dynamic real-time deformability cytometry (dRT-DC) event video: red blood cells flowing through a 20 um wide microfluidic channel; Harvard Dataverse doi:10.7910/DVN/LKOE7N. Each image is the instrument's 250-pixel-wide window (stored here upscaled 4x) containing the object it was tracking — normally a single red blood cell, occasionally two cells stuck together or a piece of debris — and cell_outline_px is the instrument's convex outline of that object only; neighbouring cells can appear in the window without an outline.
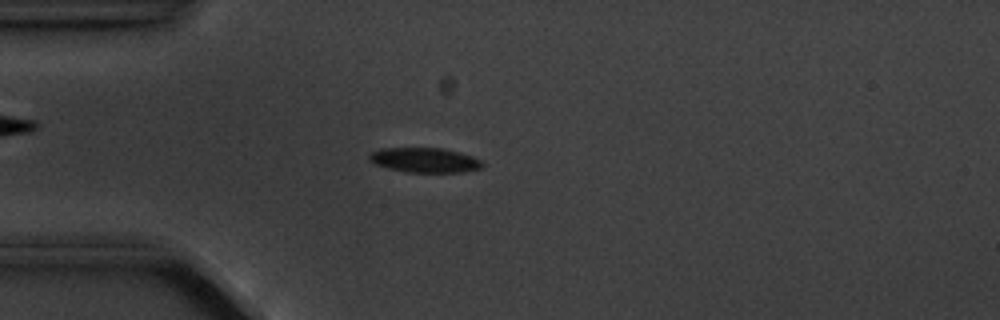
{"species": "common noctule bat (a hibernating species)", "species_latin": "Nyctalus noctula", "temperature_condition": "cold", "stored_images_in_passage": 4, "camera_frame_rate_fps": 3000, "um_per_image_px": 0.085, "animal": {"sex": "male", "body_mass_g": 20.1, "forearm_length_mm": 53.5}, "frame": {"image": 1, "passage_image": 4, "time_ms": 3.333, "image_size_px": [1000, 320], "cell_outline_px": [[484, 164], [480, 168], [460, 172], [408, 172], [388, 168], [376, 164], [368, 160], [368, 156], [372, 152], [380, 148], [440, 148], [460, 152], [472, 156], [480, 160]], "centroid_in_image_um": [36.08, 13.6], "position_along_channel_um": 48.9, "area_um2": 16.18}}